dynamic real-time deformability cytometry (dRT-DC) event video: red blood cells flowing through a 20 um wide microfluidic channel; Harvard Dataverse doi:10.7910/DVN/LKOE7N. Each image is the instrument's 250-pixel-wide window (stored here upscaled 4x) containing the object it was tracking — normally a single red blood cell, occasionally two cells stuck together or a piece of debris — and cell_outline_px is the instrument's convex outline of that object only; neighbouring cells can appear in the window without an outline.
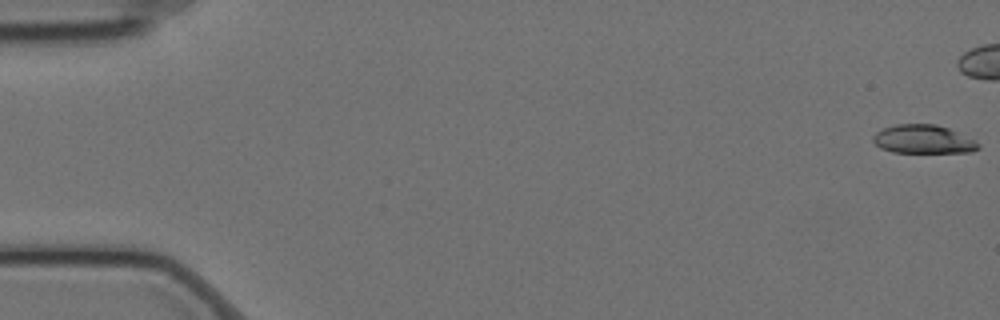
{"species": "Egyptian fruit bat (a non-hibernating species)", "species_latin": "Rousettus aegyptiacus", "temperature_condition": "cold", "stored_images_in_passage": 47, "camera_frame_rate_fps": 3000, "um_per_image_px": 0.085, "animal": {"sex": "female"}, "frame": {"image": 1, "passage_image": 1, "time_ms": 0.0, "image_size_px": [1000, 320], "cell_outline_px": [[980, 148], [972, 152], [892, 152], [880, 148], [872, 140], [872, 136], [876, 132], [884, 128], [896, 124], [936, 124], [948, 128], [976, 140], [980, 144]], "centroid_in_image_um": [78.49, 11.84], "position_along_channel_um": 6.5, "area_um2": 17.57}}
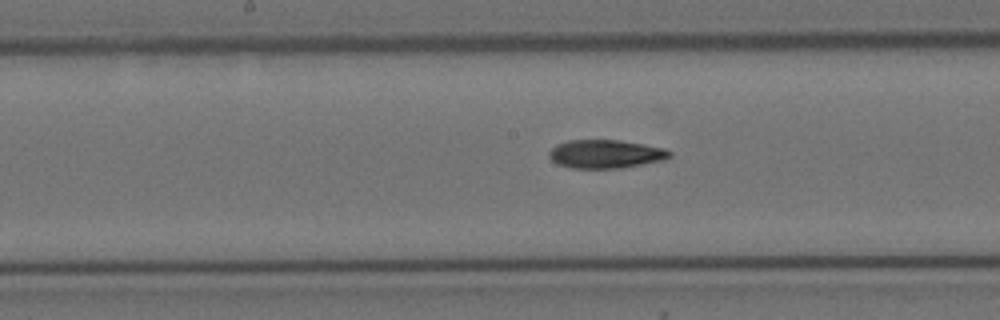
{"frame": {"image": 2, "passage_image": 30, "time_ms": 9.667, "image_size_px": [1000, 320], "cell_outline_px": [[672, 156], [664, 160], [620, 168], [572, 168], [560, 164], [552, 160], [548, 156], [548, 152], [556, 144], [568, 140], [620, 140], [644, 144], [664, 148], [672, 152]], "centroid_in_image_um": [51.49, 13.08], "position_along_channel_um": 196.7, "area_um2": 20.0}}
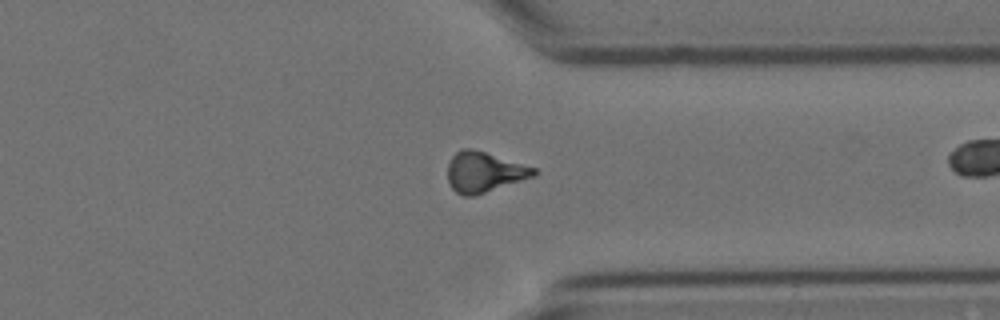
{"frame": {"image": 3, "passage_image": 45, "time_ms": 14.667, "image_size_px": [1000, 320], "cell_outline_px": [[536, 176], [472, 196], [464, 196], [456, 192], [452, 188], [448, 180], [448, 164], [452, 156], [460, 148], [472, 148], [536, 168]], "centroid_in_image_um": [41.14, 14.61], "position_along_channel_um": 370.3, "area_um2": 20.06}}